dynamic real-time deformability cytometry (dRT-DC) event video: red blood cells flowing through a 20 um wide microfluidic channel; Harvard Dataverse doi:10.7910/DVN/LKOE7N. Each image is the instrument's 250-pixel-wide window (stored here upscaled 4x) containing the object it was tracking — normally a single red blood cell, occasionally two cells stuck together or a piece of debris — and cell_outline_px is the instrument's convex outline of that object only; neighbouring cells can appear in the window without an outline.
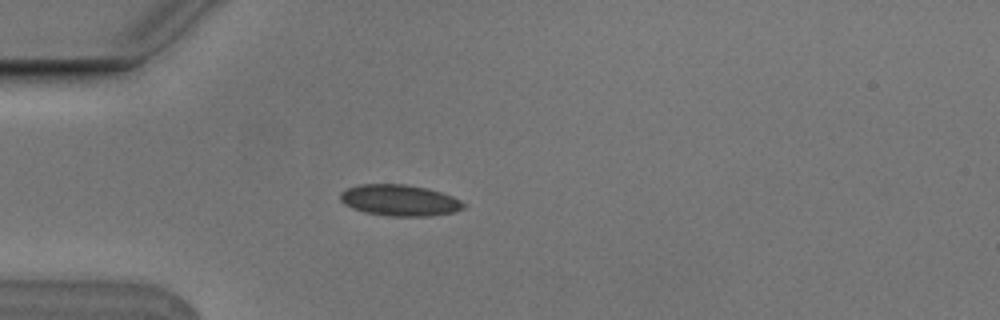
{"species": "Egyptian fruit bat (a non-hibernating species)", "species_latin": "Rousettus aegyptiacus", "temperature_condition": "cold", "stored_images_in_passage": 5, "camera_frame_rate_fps": 3000, "um_per_image_px": 0.085, "animal": {"sex": "male"}, "frame": {"image": 1, "passage_image": 4, "time_ms": 1.0, "image_size_px": [1000, 320], "cell_outline_px": [[468, 204], [464, 208], [456, 212], [432, 216], [388, 216], [364, 212], [352, 208], [344, 204], [340, 200], [340, 192], [356, 184], [404, 184], [428, 188], [452, 196]], "centroid_in_image_um": [33.98, 17.03], "position_along_channel_um": 51.0, "area_um2": 22.72}}